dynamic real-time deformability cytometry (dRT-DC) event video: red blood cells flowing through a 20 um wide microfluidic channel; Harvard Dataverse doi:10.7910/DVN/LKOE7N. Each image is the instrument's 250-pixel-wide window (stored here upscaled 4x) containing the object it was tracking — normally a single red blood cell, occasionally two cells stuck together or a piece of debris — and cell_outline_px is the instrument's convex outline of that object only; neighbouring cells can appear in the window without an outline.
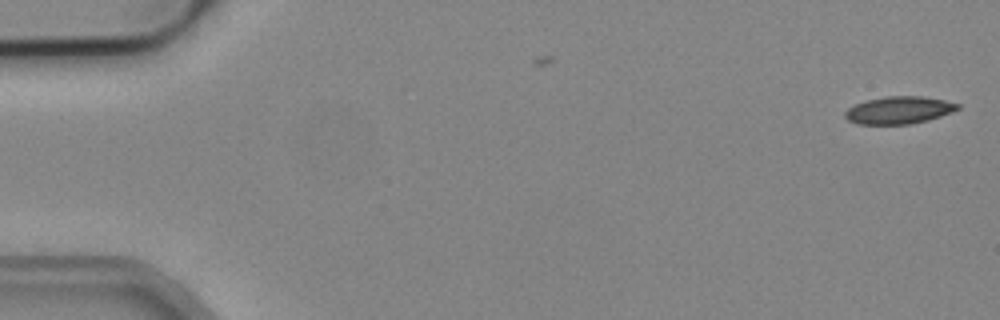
{"species": "common noctule bat (a hibernating species)", "species_latin": "Nyctalus noctula", "temperature_condition": "cold", "stored_images_in_passage": 2, "camera_frame_rate_fps": 3000, "um_per_image_px": 0.085, "animal": {"sex": "male", "body_mass_g": 19.2, "forearm_length_mm": 51.8}, "frame": {"image": 1, "passage_image": 2, "time_ms": 0.333, "image_size_px": [1000, 320], "cell_outline_px": [[960, 108], [952, 112], [928, 120], [908, 124], [856, 124], [848, 120], [844, 116], [844, 112], [848, 108], [856, 104], [868, 100], [888, 96], [924, 96], [944, 100], [960, 104]], "centroid_in_image_um": [76.41, 9.36], "position_along_channel_um": 8.6, "area_um2": 17.92}}